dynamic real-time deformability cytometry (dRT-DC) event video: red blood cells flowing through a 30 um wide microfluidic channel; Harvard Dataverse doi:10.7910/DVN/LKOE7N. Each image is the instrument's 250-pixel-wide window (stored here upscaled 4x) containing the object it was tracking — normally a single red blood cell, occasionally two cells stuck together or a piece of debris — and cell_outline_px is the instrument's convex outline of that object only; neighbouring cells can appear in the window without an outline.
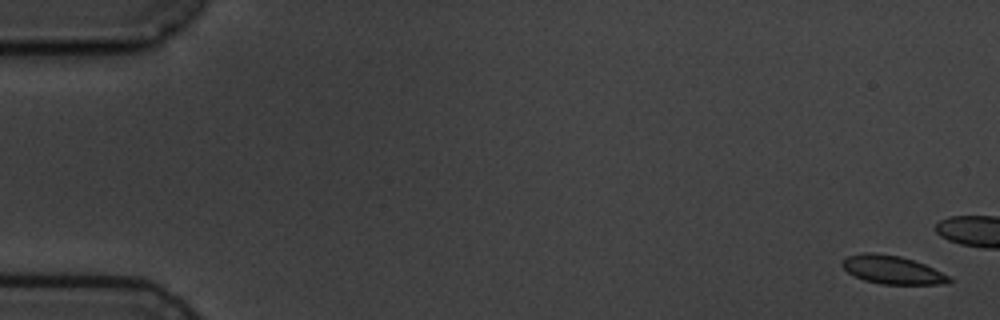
{"species": "common noctule bat (a hibernating species)", "species_latin": "Nyctalus noctula", "temperature_condition": "cold", "stored_images_in_passage": 6, "camera_frame_rate_fps": 3000, "um_per_image_px": 0.085, "animal": {"sex": "male", "body_mass_g": 19.5, "forearm_length_mm": 54.6}, "frame": {"image": 1, "passage_image": 1, "time_ms": 0.0, "image_size_px": [1000, 320], "cell_outline_px": [[952, 280], [948, 284], [880, 284], [864, 280], [848, 272], [840, 264], [848, 256], [864, 252], [872, 252], [900, 256], [924, 264], [948, 276]], "centroid_in_image_um": [75.82, 22.93], "position_along_channel_um": 9.2, "area_um2": 17.4}}
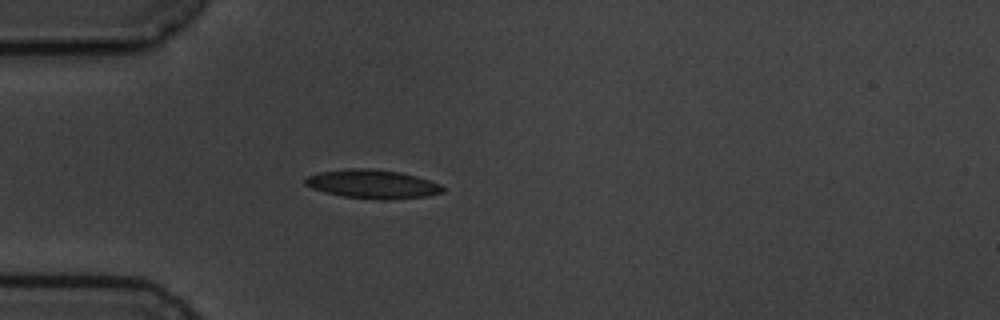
{"frame": {"image": 2, "passage_image": 6, "time_ms": 6.333, "image_size_px": [1000, 320], "cell_outline_px": [[444, 192], [428, 196], [384, 200], [380, 200], [344, 196], [324, 192], [312, 188], [304, 184], [304, 176], [320, 172], [348, 168], [372, 168], [400, 172], [416, 176], [440, 184], [444, 188]], "centroid_in_image_um": [31.64, 15.64], "position_along_channel_um": 53.4, "area_um2": 23.18}}